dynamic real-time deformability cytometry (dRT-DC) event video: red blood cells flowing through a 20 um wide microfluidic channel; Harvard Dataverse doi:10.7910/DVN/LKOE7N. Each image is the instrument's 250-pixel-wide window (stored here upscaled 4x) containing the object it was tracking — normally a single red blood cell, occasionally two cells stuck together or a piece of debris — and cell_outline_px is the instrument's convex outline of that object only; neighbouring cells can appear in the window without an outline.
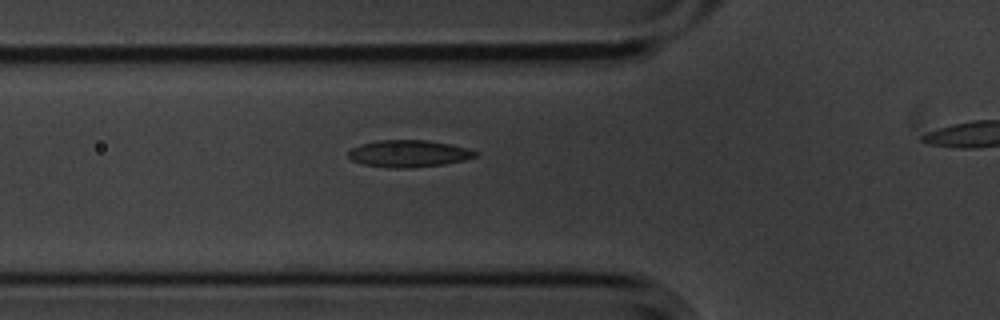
{"species": "common noctule bat (a hibernating species)", "species_latin": "Nyctalus noctula", "temperature_condition": "cold", "stored_images_in_passage": 5, "segment_of_instrument_passage": [1, 2], "camera_frame_rate_fps": 3000, "um_per_image_px": 0.085, "animal": {"sex": "male", "body_mass_g": 20.1, "forearm_length_mm": 53.5}, "frame": {"image": 1, "passage_image": 4, "time_ms": 1.0, "image_size_px": [1000, 320], "cell_outline_px": [[476, 156], [464, 160], [444, 164], [412, 168], [388, 168], [364, 164], [352, 160], [348, 156], [348, 152], [352, 148], [360, 144], [376, 140], [428, 140], [452, 144], [468, 148], [476, 152]], "centroid_in_image_um": [34.73, 13.05], "position_along_channel_um": 91.1, "area_um2": 20.06}}